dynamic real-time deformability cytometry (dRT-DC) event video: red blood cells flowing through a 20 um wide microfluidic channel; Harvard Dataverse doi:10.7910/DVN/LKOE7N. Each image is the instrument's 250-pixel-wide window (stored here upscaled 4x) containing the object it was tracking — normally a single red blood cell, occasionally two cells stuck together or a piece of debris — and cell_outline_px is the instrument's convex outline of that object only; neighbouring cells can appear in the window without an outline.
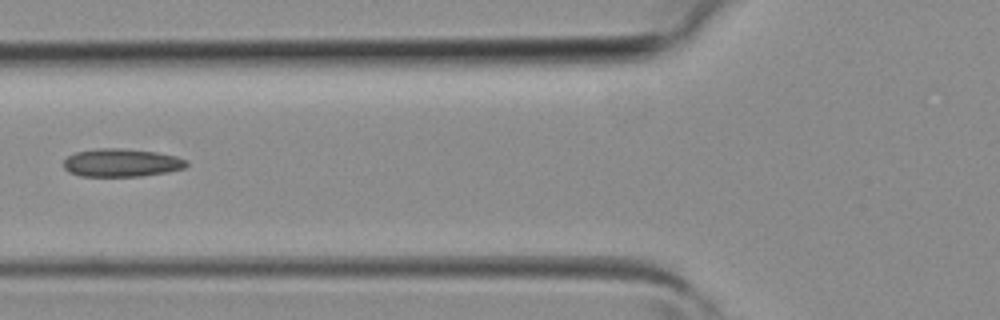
{"species": "common noctule bat (a hibernating species)", "species_latin": "Nyctalus noctula", "temperature_condition": "room temperature", "stored_images_in_passage": 4, "camera_frame_rate_fps": 3000, "um_per_image_px": 0.085, "animal": {"sex": "female", "body_mass_g": 19.3, "forearm_length_mm": 54.1}, "frame": {"image": 1, "passage_image": 4, "time_ms": 1.0, "image_size_px": [1000, 320], "cell_outline_px": [[188, 164], [184, 168], [168, 172], [140, 176], [80, 176], [68, 172], [64, 168], [64, 160], [68, 156], [76, 152], [100, 148], [116, 148], [156, 152], [176, 156], [188, 160]], "centroid_in_image_um": [10.33, 13.84], "position_along_channel_um": 115.5, "area_um2": 20.06}}